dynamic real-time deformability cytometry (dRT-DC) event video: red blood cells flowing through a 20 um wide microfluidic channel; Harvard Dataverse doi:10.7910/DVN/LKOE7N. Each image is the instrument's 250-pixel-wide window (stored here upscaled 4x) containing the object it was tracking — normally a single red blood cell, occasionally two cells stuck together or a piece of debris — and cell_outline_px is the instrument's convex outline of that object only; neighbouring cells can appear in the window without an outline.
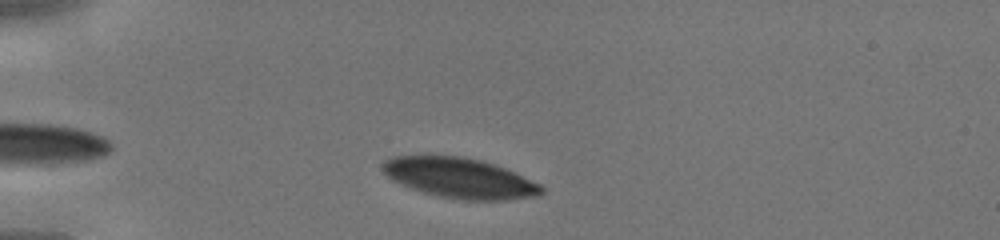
{"species": "human", "species_latin": "Homo sapiens", "temperature_condition": "cold", "stored_images_in_passage": 32, "camera_frame_rate_fps": 3000, "um_per_image_px": 0.085, "donor": {"sex": "male"}, "frame": {"image": 1, "passage_image": 4, "time_ms": 1.0, "image_size_px": [1000, 240], "cell_outline_px": [[544, 192], [540, 196], [508, 200], [464, 200], [440, 196], [424, 192], [400, 184], [392, 180], [380, 168], [384, 160], [396, 156], [460, 156], [480, 160], [504, 168], [540, 184], [544, 188]], "centroid_in_image_um": [39.08, 15.14], "position_along_channel_um": 45.9, "area_um2": 36.93}}
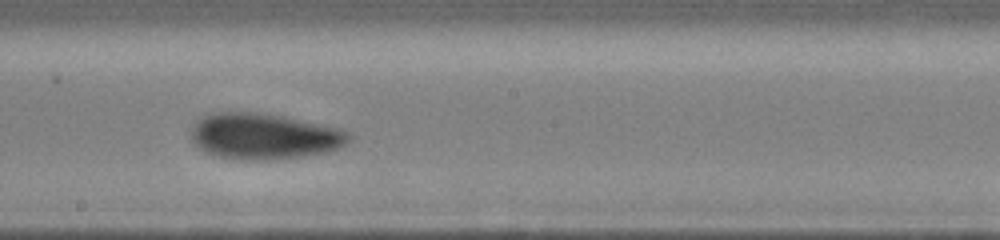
{"frame": {"image": 2, "passage_image": 18, "time_ms": 5.667, "image_size_px": [1000, 240], "cell_outline_px": [[352, 136], [340, 148], [328, 152], [300, 156], [268, 160], [236, 160], [212, 156], [200, 148], [192, 140], [192, 128], [204, 116], [216, 112], [256, 112], [284, 116], [336, 128], [348, 132]], "centroid_in_image_um": [22.43, 11.6], "position_along_channel_um": 225.8, "area_um2": 42.02}}
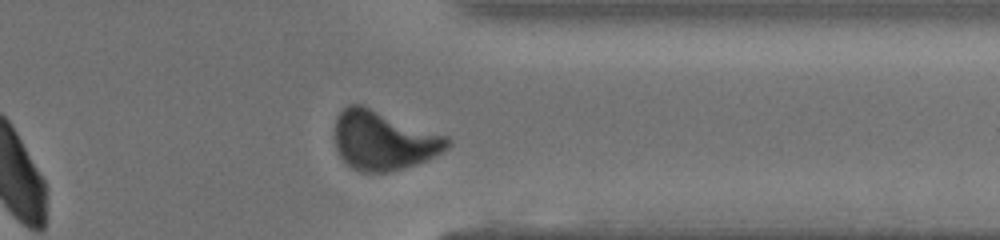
{"frame": {"image": 3, "passage_image": 28, "time_ms": 9.0, "image_size_px": [1000, 240], "cell_outline_px": [[452, 144], [448, 148], [416, 164], [404, 168], [388, 172], [360, 172], [352, 168], [340, 156], [336, 148], [336, 116], [348, 104], [360, 104], [448, 136], [452, 140]], "centroid_in_image_um": [32.61, 11.94], "position_along_channel_um": 378.8, "area_um2": 38.55}}